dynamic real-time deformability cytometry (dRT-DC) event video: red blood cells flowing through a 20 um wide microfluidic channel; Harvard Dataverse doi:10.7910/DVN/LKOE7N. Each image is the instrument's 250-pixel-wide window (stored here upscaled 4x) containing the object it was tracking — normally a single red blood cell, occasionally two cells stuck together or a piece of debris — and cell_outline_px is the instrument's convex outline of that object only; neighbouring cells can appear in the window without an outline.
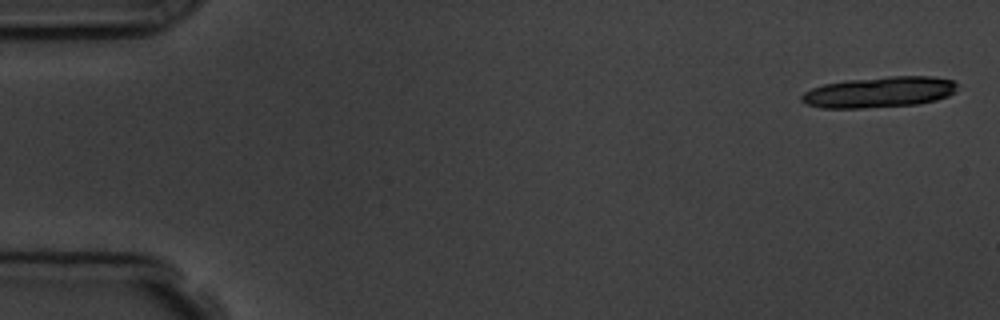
{"species": "common noctule bat (a hibernating species)", "species_latin": "Nyctalus noctula", "temperature_condition": "room temperature", "stored_images_in_passage": 5, "camera_frame_rate_fps": 3000, "um_per_image_px": 0.085, "animal": {"sex": "male", "body_mass_g": 19.5, "forearm_length_mm": 54.6}, "frame": {"image": 1, "passage_image": 1, "time_ms": 0.0, "image_size_px": [1000, 320], "cell_outline_px": [[956, 92], [948, 96], [936, 100], [916, 104], [864, 108], [820, 108], [804, 104], [800, 100], [800, 96], [804, 92], [812, 88], [824, 84], [844, 80], [888, 76], [932, 76], [952, 80], [956, 84]], "centroid_in_image_um": [74.7, 7.83], "position_along_channel_um": 10.3, "area_um2": 28.21}}